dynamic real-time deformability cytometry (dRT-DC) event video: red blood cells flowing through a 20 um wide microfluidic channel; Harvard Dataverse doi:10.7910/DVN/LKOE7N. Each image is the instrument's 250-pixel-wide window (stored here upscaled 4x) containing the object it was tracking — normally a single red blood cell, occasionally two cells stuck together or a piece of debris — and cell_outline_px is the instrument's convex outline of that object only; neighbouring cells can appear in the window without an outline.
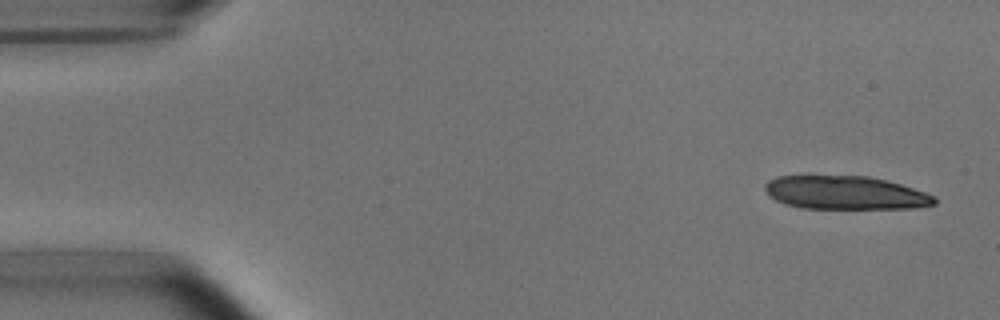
{"species": "common noctule bat (a hibernating species)", "species_latin": "Nyctalus noctula", "temperature_condition": "room temperature", "stored_images_in_passage": 5, "segment_of_instrument_passage": [1, 2], "camera_frame_rate_fps": 3000, "um_per_image_px": 0.085, "animal": {"sex": "male", "body_mass_g": 15.6}, "frame": {"image": 1, "passage_image": 1, "time_ms": 0.0, "image_size_px": [1000, 320], "cell_outline_px": [[936, 204], [912, 208], [804, 208], [788, 204], [776, 200], [768, 196], [764, 188], [764, 184], [768, 180], [776, 176], [868, 176], [888, 180], [936, 196]], "centroid_in_image_um": [71.84, 16.37], "position_along_channel_um": 13.2, "area_um2": 32.89}}